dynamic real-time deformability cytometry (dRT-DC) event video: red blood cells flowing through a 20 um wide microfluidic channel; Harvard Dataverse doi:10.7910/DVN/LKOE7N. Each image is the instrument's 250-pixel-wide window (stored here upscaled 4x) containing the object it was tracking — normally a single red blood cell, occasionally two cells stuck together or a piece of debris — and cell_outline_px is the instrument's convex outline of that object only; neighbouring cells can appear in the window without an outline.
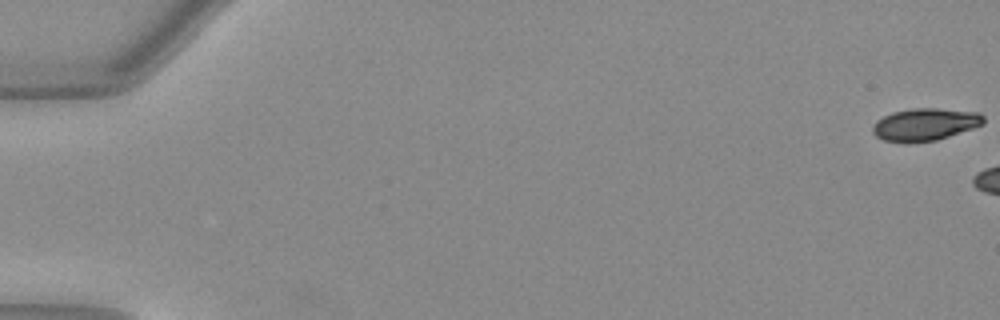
{"species": "Egyptian fruit bat (a non-hibernating species)", "species_latin": "Rousettus aegyptiacus", "temperature_condition": "warm", "stored_images_in_passage": 6, "camera_frame_rate_fps": 3000, "um_per_image_px": 0.085, "animal": {"sex": "female"}, "frame": {"image": 1, "passage_image": 1, "time_ms": 0.0, "image_size_px": [1000, 320], "cell_outline_px": [[984, 124], [936, 140], [908, 144], [904, 144], [884, 140], [876, 136], [872, 132], [872, 128], [876, 120], [892, 112], [912, 108], [936, 108], [980, 112], [984, 116]], "centroid_in_image_um": [78.6, 10.58], "position_along_channel_um": 6.4, "area_um2": 21.15}}